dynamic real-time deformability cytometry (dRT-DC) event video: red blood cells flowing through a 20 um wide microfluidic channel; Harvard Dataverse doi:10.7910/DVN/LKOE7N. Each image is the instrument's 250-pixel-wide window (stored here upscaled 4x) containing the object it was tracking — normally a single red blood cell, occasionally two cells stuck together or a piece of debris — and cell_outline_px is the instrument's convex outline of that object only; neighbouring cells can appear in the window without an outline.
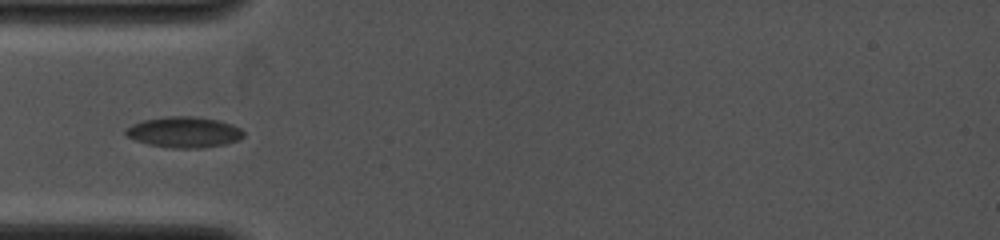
{"species": "common noctule bat (a hibernating species)", "species_latin": "Nyctalus noctula", "temperature_condition": "cold", "stored_images_in_passage": 3, "camera_frame_rate_fps": 4000, "um_per_image_px": 0.085, "animal": {"sex": "female", "body_mass_g": 19.0, "forearm_length_mm": 53.3}, "frame": {"image": 1, "passage_image": 1, "time_ms": 0.0, "image_size_px": [1000, 240], "cell_outline_px": [[244, 136], [240, 140], [224, 144], [204, 148], [172, 148], [148, 144], [124, 136], [124, 128], [132, 124], [144, 120], [164, 116], [196, 116], [216, 120], [232, 124], [240, 128], [244, 132]], "centroid_in_image_um": [15.62, 11.23], "position_along_channel_um": 69.4, "area_um2": 21.39}}
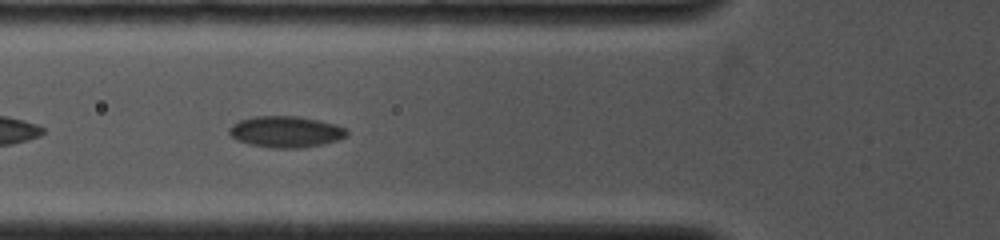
{"frame": {"image": 2, "passage_image": 2, "time_ms": 0.75, "image_size_px": [1000, 240], "cell_outline_px": [[348, 136], [324, 144], [304, 148], [272, 148], [248, 144], [236, 140], [228, 132], [228, 128], [232, 124], [240, 120], [252, 116], [296, 116], [320, 120], [336, 124], [348, 128]], "centroid_in_image_um": [24.31, 11.2], "position_along_channel_um": 101.5, "area_um2": 21.79}}